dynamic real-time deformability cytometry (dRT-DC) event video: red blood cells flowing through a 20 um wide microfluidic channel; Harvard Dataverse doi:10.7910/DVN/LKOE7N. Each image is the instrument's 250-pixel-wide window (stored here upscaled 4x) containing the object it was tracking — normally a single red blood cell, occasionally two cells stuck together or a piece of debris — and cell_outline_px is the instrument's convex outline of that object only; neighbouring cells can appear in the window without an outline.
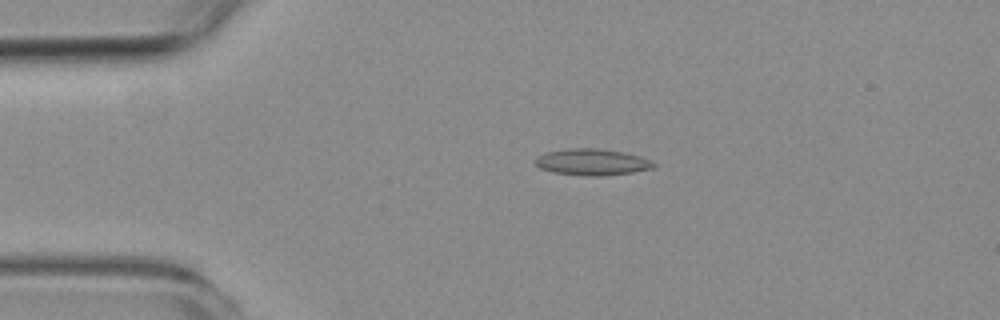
{"species": "common noctule bat (a hibernating species)", "species_latin": "Nyctalus noctula", "temperature_condition": "room temperature", "stored_images_in_passage": 49, "camera_frame_rate_fps": 3000, "um_per_image_px": 0.085, "animal": {"sex": "female", "body_mass_g": 19.3, "forearm_length_mm": 54.1}, "frame": {"image": 1, "passage_image": 5, "time_ms": 1.333, "image_size_px": [1000, 320], "cell_outline_px": [[656, 164], [652, 168], [632, 172], [600, 176], [588, 176], [552, 172], [540, 168], [536, 164], [536, 156], [544, 152], [568, 148], [600, 148], [624, 152], [640, 156]], "centroid_in_image_um": [50.28, 13.76], "position_along_channel_um": 34.7, "area_um2": 18.21}}
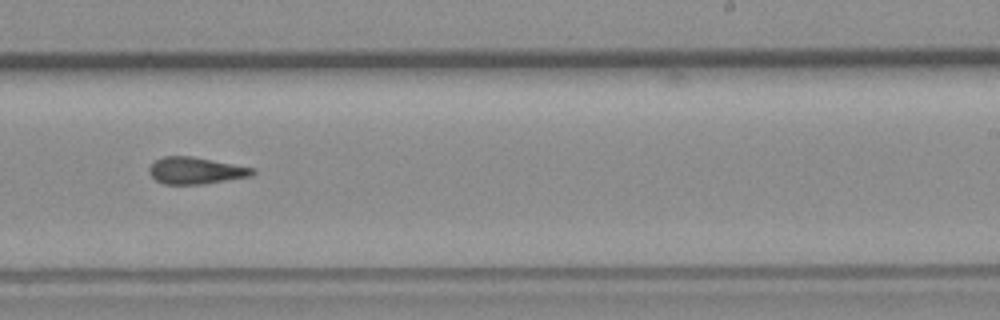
{"frame": {"image": 2, "passage_image": 27, "time_ms": 8.667, "image_size_px": [1000, 320], "cell_outline_px": [[256, 172], [252, 176], [204, 184], [164, 184], [156, 180], [152, 176], [148, 168], [156, 160], [164, 156], [192, 156], [256, 168]], "centroid_in_image_um": [16.68, 14.5], "position_along_channel_um": 272.3, "area_um2": 16.18}}
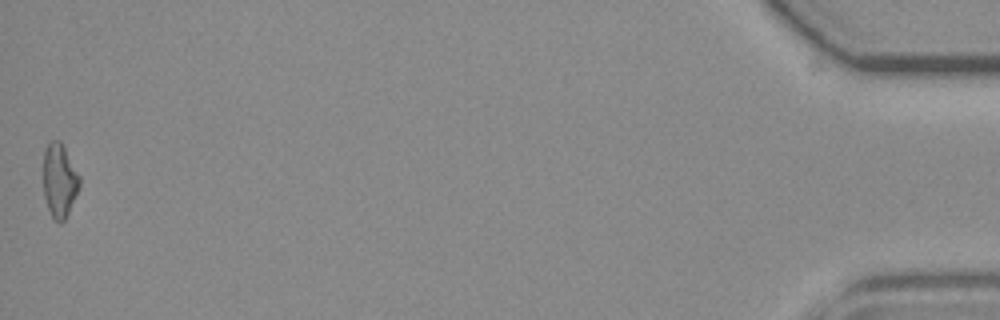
{"frame": {"image": 3, "passage_image": 48, "time_ms": 15.667, "image_size_px": [1000, 320], "cell_outline_px": [[80, 184], [68, 212], [64, 220], [60, 224], [52, 220], [44, 196], [44, 148], [52, 140], [60, 140], [80, 176]], "centroid_in_image_um": [5.04, 15.35], "position_along_channel_um": 430.2, "area_um2": 15.43}, "authors_computed_cell_mechanics": {"area_um2": 16.2418, "velocity_mm_per_s": 3.7547, "shape_relaxation_time_tau1_ms": null, "shape_relaxation_time_tau2_ms": 4.7719, "deformation_change_tau1": null, "deformation_change_tau2": 0.1427}}